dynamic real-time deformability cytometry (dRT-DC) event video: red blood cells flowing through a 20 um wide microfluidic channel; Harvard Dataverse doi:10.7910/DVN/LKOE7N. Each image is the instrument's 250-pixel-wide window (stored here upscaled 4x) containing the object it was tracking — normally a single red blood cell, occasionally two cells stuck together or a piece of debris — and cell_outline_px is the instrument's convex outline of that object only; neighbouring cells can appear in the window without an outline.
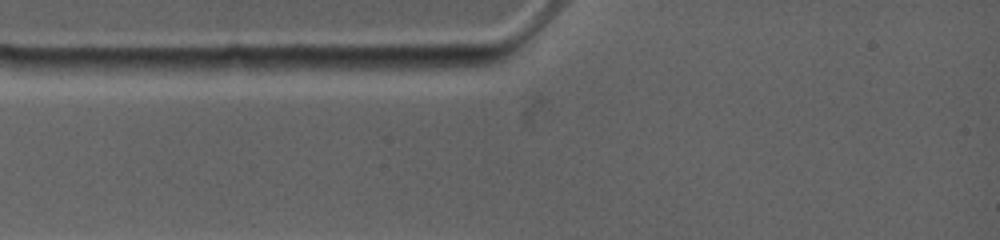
{"species": "common noctule bat (a hibernating species)", "species_latin": "Nyctalus noctula", "temperature_condition": "warm", "stored_images_in_passage": 1, "camera_frame_rate_fps": 4500, "um_per_image_px": 0.085, "animal": {"sex": "female", "body_mass_g": 19.0, "forearm_length_mm": 53.3}, "frame": {"image": 1, "passage_image": 1, "time_ms": 0.0, "image_size_px": [1000, 240], "cell_outline_px": [[256, 68], [204, 76], [156, 68], [152, 64], [152, 60], [228, 56], [248, 56]], "centroid_in_image_um": [17.49, 5.52], "position_along_channel_um": 67.5, "area_um2": 10.4}}